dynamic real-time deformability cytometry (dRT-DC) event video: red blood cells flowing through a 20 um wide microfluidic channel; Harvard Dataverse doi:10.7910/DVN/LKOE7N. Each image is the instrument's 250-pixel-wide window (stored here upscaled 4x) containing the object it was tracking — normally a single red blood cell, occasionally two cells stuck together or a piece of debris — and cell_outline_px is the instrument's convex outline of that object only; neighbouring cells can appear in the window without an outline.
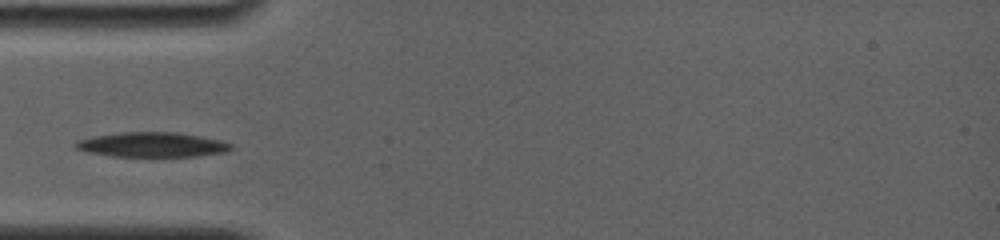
{"species": "common noctule bat (a hibernating species)", "species_latin": "Nyctalus noctula", "temperature_condition": "room temperature", "stored_images_in_passage": 8, "camera_frame_rate_fps": 4000, "um_per_image_px": 0.085, "animal": {"sex": "female", "body_mass_g": 19.0, "forearm_length_mm": 56.7}, "frame": {"image": 1, "passage_image": 3, "time_ms": 1.0, "image_size_px": [1000, 240], "cell_outline_px": [[232, 148], [224, 152], [196, 156], [112, 156], [88, 152], [76, 148], [72, 144], [76, 140], [116, 132], [176, 132], [224, 140], [232, 144]], "centroid_in_image_um": [12.92, 12.29], "position_along_channel_um": 72.1, "area_um2": 22.43}}
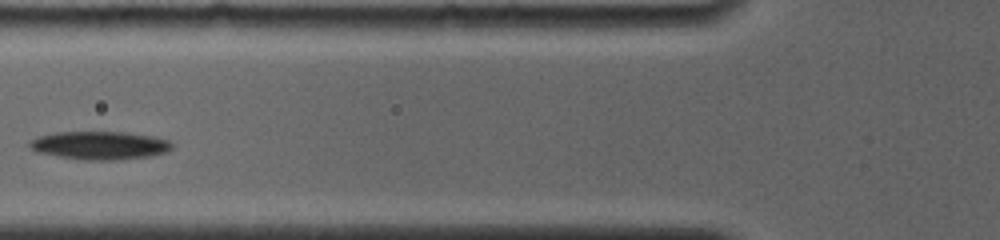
{"frame": {"image": 2, "passage_image": 5, "time_ms": 2.25, "image_size_px": [1000, 240], "cell_outline_px": [[172, 148], [164, 152], [148, 156], [116, 160], [84, 160], [36, 152], [28, 144], [28, 140], [40, 136], [56, 132], [124, 132], [152, 136], [168, 140], [172, 144]], "centroid_in_image_um": [8.45, 12.35], "position_along_channel_um": 117.4, "area_um2": 23.18}}
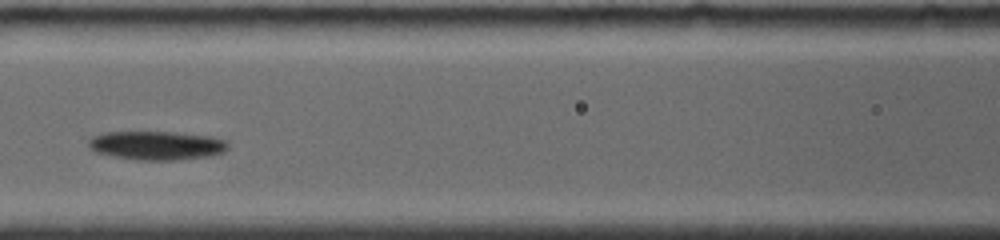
{"frame": {"image": 3, "passage_image": 7, "time_ms": 3.25, "image_size_px": [1000, 240], "cell_outline_px": [[228, 148], [224, 152], [208, 156], [176, 160], [136, 160], [112, 156], [96, 152], [88, 148], [88, 140], [92, 136], [104, 132], [172, 132], [212, 136], [228, 140]], "centroid_in_image_um": [13.31, 12.36], "position_along_channel_um": 153.3, "area_um2": 23.64}}